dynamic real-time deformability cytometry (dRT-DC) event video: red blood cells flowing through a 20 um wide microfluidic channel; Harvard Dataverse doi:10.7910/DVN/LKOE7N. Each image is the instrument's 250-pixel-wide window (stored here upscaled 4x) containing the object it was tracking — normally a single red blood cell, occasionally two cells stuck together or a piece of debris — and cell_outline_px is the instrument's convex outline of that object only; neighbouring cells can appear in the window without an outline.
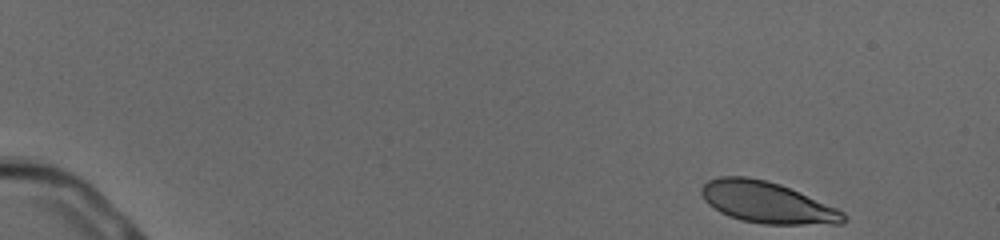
{"species": "human", "species_latin": "Homo sapiens", "temperature_condition": "cold", "stored_images_in_passage": 51, "camera_frame_rate_fps": 3000, "um_per_image_px": 0.085, "donor": {"sex": "male"}, "frame": {"image": 1, "passage_image": 1, "time_ms": 0.0, "image_size_px": [1000, 240], "cell_outline_px": [[848, 220], [844, 224], [764, 224], [740, 220], [728, 216], [720, 212], [708, 204], [704, 200], [700, 192], [700, 188], [708, 180], [720, 176], [748, 176], [780, 184], [836, 208], [844, 212], [848, 216]], "centroid_in_image_um": [65.19, 17.21], "position_along_channel_um": 19.8, "area_um2": 34.28}}
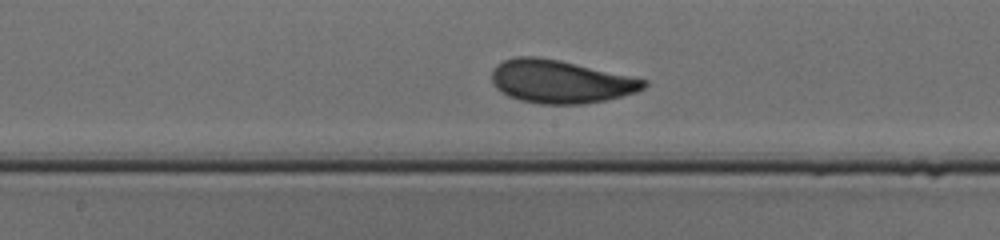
{"frame": {"image": 2, "passage_image": 27, "time_ms": 8.667, "image_size_px": [1000, 240], "cell_outline_px": [[648, 84], [644, 88], [636, 92], [604, 100], [584, 104], [540, 104], [520, 100], [508, 96], [500, 92], [492, 84], [492, 68], [496, 64], [504, 60], [516, 56], [536, 56], [560, 60], [632, 76], [648, 80]], "centroid_in_image_um": [47.61, 6.93], "position_along_channel_um": 200.6, "area_um2": 38.38}}
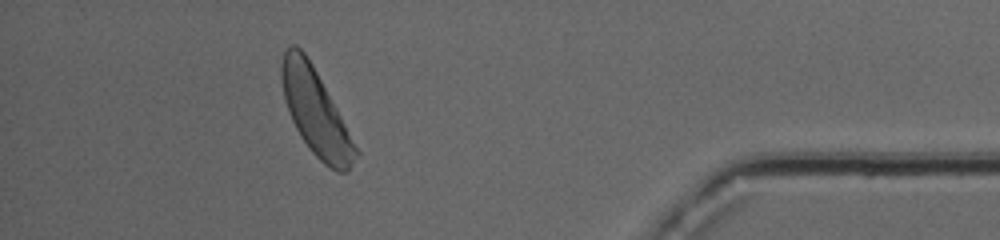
{"frame": {"image": 3, "passage_image": 46, "time_ms": 15.0, "image_size_px": [1000, 240], "cell_outline_px": [[360, 152], [348, 172], [336, 172], [324, 164], [312, 152], [300, 136], [288, 112], [284, 96], [280, 76], [280, 64], [284, 52], [288, 44], [296, 44], [304, 52], [312, 64]], "centroid_in_image_um": [26.81, 9.53], "position_along_channel_um": 408.4, "area_um2": 36.76}, "authors_computed_cell_mechanics": {"area_um2": 36.2984, "velocity_mm_per_s": 3.8528, "shape_relaxation_time_tau1_ms": 3.3701, "shape_relaxation_time_tau2_ms": null, "deformation_change_tau1": 0.1581, "deformation_change_tau2": null}}